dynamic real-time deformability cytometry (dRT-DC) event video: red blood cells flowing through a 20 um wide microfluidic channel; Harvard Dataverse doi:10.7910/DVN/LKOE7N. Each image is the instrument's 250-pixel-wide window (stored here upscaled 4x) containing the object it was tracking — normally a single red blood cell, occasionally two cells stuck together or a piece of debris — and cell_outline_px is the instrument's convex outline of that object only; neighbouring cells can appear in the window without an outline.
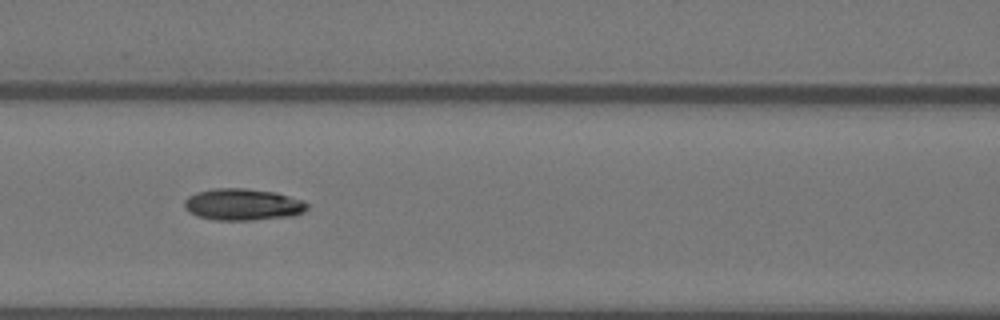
{"species": "Egyptian fruit bat (a non-hibernating species)", "species_latin": "Rousettus aegyptiacus", "temperature_condition": "warm", "stored_images_in_passage": 8, "camera_frame_rate_fps": 3000, "um_per_image_px": 0.085, "animal": {"sex": "female"}, "frame": {"image": 1, "passage_image": 7, "time_ms": 2.0, "image_size_px": [1000, 320], "cell_outline_px": [[308, 208], [304, 212], [292, 216], [252, 220], [216, 220], [196, 216], [184, 208], [184, 200], [188, 196], [196, 192], [212, 188], [244, 188], [276, 192], [304, 200], [308, 204]], "centroid_in_image_um": [20.64, 17.38], "position_along_channel_um": 146.0, "area_um2": 22.95}}
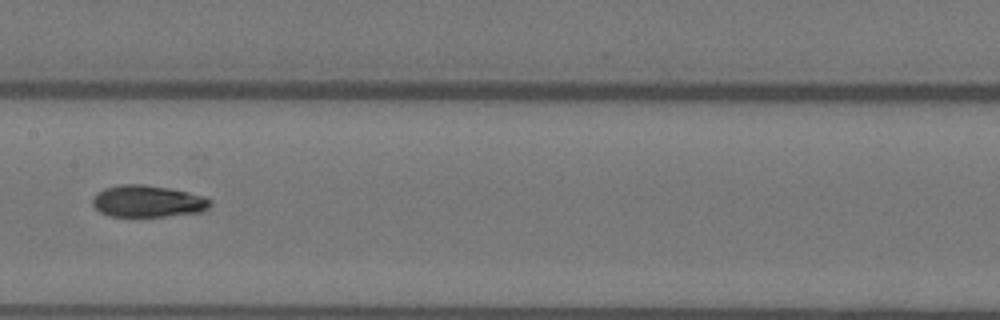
{"frame": {"image": 2, "passage_image": 8, "time_ms": 2.333, "image_size_px": [1000, 320], "cell_outline_px": [[212, 204], [204, 212], [164, 216], [108, 216], [100, 212], [92, 204], [92, 196], [96, 192], [104, 188], [120, 184], [144, 184], [168, 188], [188, 192], [204, 196], [212, 200]], "centroid_in_image_um": [12.55, 17.1], "position_along_channel_um": 194.8, "area_um2": 22.08}}